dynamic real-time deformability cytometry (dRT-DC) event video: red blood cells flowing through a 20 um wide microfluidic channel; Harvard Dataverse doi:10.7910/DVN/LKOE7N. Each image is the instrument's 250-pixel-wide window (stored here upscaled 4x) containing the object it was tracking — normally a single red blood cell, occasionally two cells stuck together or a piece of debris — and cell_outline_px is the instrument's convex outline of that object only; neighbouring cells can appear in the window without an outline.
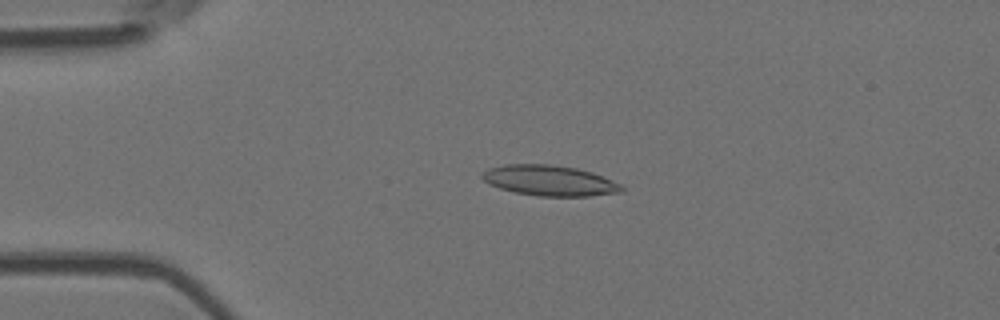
{"species": "Egyptian fruit bat (a non-hibernating species)", "species_latin": "Rousettus aegyptiacus", "temperature_condition": "room temperature", "stored_images_in_passage": 4, "camera_frame_rate_fps": 3000, "um_per_image_px": 0.085, "animal": {"sex": "female"}, "frame": {"image": 1, "passage_image": 3, "time_ms": 2.333, "image_size_px": [1000, 320], "cell_outline_px": [[624, 192], [588, 196], [540, 196], [516, 192], [500, 188], [488, 184], [480, 176], [480, 172], [488, 168], [504, 164], [552, 164], [576, 168], [592, 172], [612, 180], [620, 184], [624, 188]], "centroid_in_image_um": [46.69, 15.34], "position_along_channel_um": 38.3, "area_um2": 24.91}}